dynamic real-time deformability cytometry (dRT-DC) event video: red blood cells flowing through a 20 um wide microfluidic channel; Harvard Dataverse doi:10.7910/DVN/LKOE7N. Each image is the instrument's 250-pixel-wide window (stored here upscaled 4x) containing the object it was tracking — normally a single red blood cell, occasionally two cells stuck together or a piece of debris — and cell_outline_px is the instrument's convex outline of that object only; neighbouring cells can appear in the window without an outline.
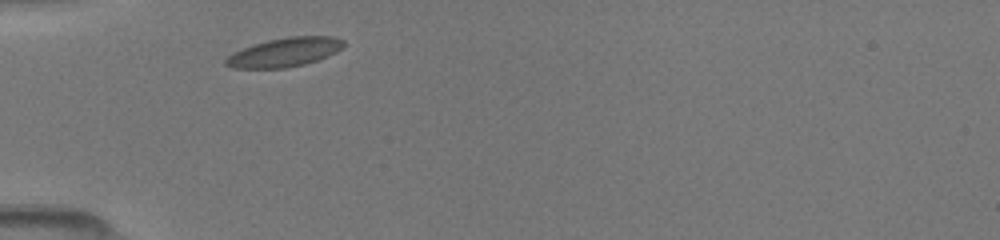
{"species": "common noctule bat (a hibernating species)", "species_latin": "Nyctalus noctula", "temperature_condition": "room temperature", "stored_images_in_passage": 14, "camera_frame_rate_fps": 3000, "um_per_image_px": 0.085, "animal": {"sex": "female", "body_mass_g": 19.5, "forearm_length_mm": 54.1}, "frame": {"image": 1, "passage_image": 1, "time_ms": 0.0, "image_size_px": [1000, 240], "cell_outline_px": [[344, 44], [336, 52], [316, 60], [304, 64], [284, 68], [232, 68], [224, 64], [224, 60], [232, 52], [252, 44], [268, 40], [288, 36], [332, 36], [344, 40]], "centroid_in_image_um": [24.14, 4.43], "position_along_channel_um": 60.9, "area_um2": 19.88}}
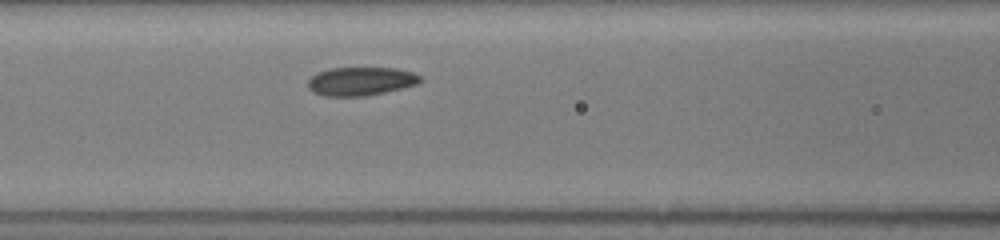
{"frame": {"image": 2, "passage_image": 6, "time_ms": 2.0, "image_size_px": [1000, 240], "cell_outline_px": [[424, 80], [416, 84], [384, 92], [364, 96], [324, 96], [312, 92], [308, 88], [308, 80], [316, 72], [328, 68], [396, 68], [412, 72], [420, 76]], "centroid_in_image_um": [30.63, 6.9], "position_along_channel_um": 136.0, "area_um2": 18.67}}
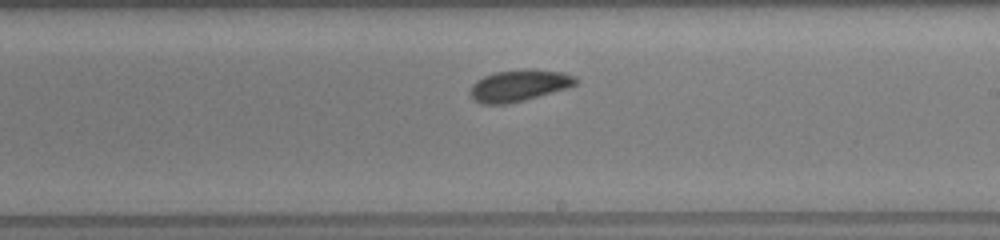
{"frame": {"image": 3, "passage_image": 13, "time_ms": 4.667, "image_size_px": [1000, 240], "cell_outline_px": [[580, 80], [576, 84], [568, 88], [524, 100], [504, 104], [480, 104], [472, 96], [472, 84], [476, 80], [484, 76], [496, 72], [532, 68], [536, 68], [560, 72], [576, 76]], "centroid_in_image_um": [44.17, 7.25], "position_along_channel_um": 244.8, "area_um2": 19.36}}